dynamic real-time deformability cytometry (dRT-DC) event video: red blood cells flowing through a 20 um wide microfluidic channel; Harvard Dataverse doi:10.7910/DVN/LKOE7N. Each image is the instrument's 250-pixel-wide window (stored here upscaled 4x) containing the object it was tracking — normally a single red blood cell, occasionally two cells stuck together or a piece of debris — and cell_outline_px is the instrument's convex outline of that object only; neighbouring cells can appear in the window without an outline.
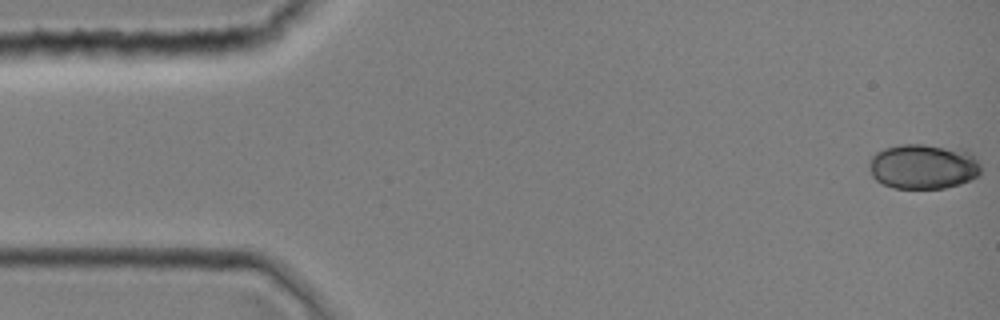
{"species": "common noctule bat (a hibernating species)", "species_latin": "Nyctalus noctula", "temperature_condition": "room temperature", "stored_images_in_passage": 40, "camera_frame_rate_fps": 3000, "um_per_image_px": 0.085, "animal": {"sex": "female", "body_mass_g": 19.0, "forearm_length_mm": 51.5}, "frame": {"image": 1, "passage_image": 1, "time_ms": 0.0, "image_size_px": [1000, 320], "cell_outline_px": [[980, 172], [972, 180], [960, 184], [944, 188], [892, 188], [876, 180], [872, 176], [868, 164], [872, 156], [876, 152], [884, 148], [900, 144], [924, 144], [968, 148], [976, 156], [980, 164]], "centroid_in_image_um": [78.52, 14.12], "position_along_channel_um": 6.5, "area_um2": 30.0}}
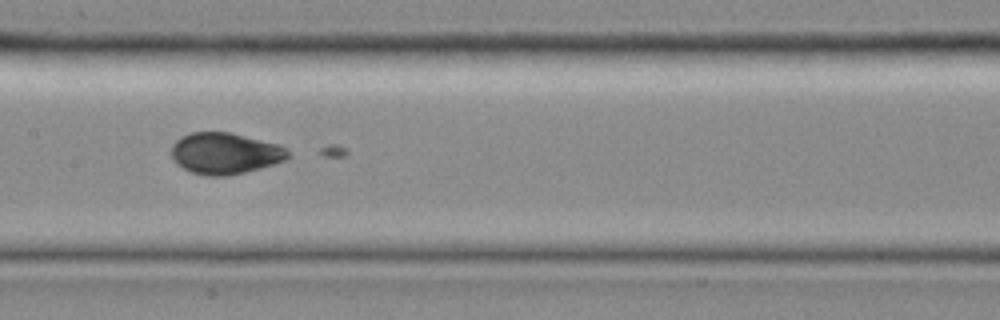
{"frame": {"image": 2, "passage_image": 20, "time_ms": 6.333, "image_size_px": [1000, 320], "cell_outline_px": [[292, 156], [284, 160], [260, 168], [228, 176], [208, 176], [192, 172], [176, 164], [172, 160], [172, 144], [180, 136], [192, 132], [232, 132], [280, 144], [288, 148]], "centroid_in_image_um": [19.15, 13.02], "position_along_channel_um": 188.3, "area_um2": 28.44}}
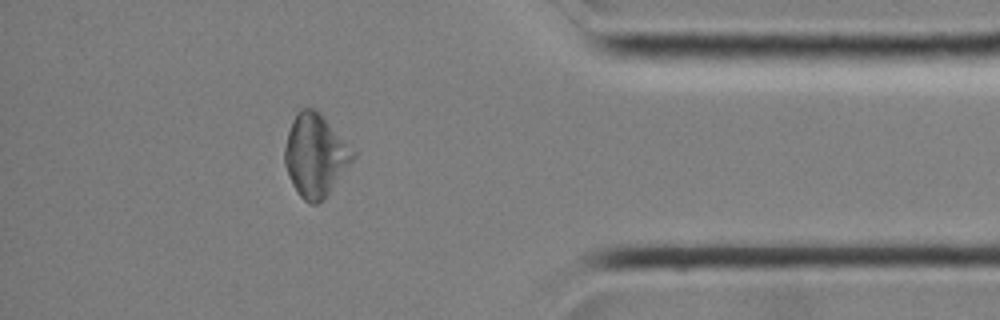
{"frame": {"image": 3, "passage_image": 35, "time_ms": 11.333, "image_size_px": [1000, 320], "cell_outline_px": [[356, 156], [324, 200], [316, 204], [308, 204], [300, 196], [292, 184], [284, 164], [284, 148], [292, 108], [316, 108], [324, 116], [356, 152]], "centroid_in_image_um": [26.77, 13.14], "position_along_channel_um": 408.4, "area_um2": 33.64}}